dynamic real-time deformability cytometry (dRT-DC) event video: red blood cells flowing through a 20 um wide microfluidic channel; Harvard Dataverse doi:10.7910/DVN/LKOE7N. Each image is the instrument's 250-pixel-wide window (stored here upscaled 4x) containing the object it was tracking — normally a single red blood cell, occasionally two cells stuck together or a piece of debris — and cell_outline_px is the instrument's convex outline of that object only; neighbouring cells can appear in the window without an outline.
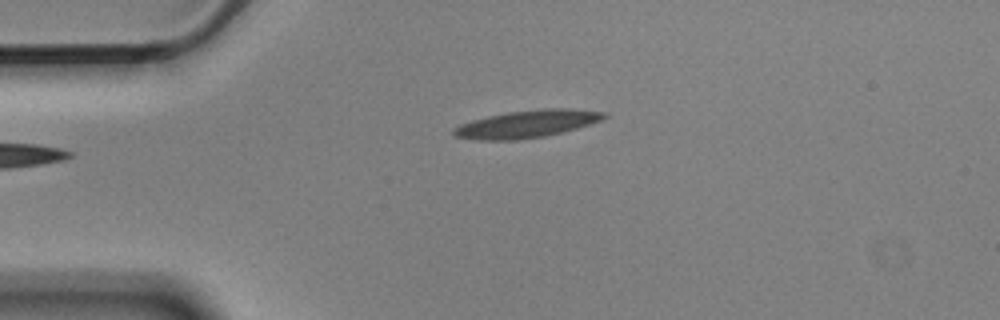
{"species": "Egyptian fruit bat (a non-hibernating species)", "species_latin": "Rousettus aegyptiacus", "temperature_condition": "cold", "stored_images_in_passage": 2, "camera_frame_rate_fps": 3000, "um_per_image_px": 0.085, "animal": {"sex": "male"}, "frame": {"image": 1, "passage_image": 1, "time_ms": 0.0, "image_size_px": [1000, 320], "cell_outline_px": [[608, 116], [604, 120], [576, 128], [544, 136], [516, 140], [476, 140], [456, 136], [452, 132], [452, 128], [460, 124], [472, 120], [488, 116], [508, 112], [544, 108], [568, 108], [608, 112]], "centroid_in_image_um": [44.82, 10.52], "position_along_channel_um": 40.2, "area_um2": 24.1}}